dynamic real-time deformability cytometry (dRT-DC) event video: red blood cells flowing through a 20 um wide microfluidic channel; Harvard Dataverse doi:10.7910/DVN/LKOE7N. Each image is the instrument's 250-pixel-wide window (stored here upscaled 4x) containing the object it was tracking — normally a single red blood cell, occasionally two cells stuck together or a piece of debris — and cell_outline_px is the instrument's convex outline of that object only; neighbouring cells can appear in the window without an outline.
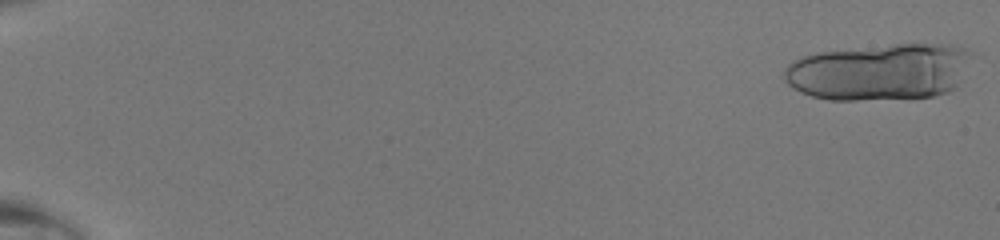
{"species": "human", "species_latin": "Homo sapiens", "temperature_condition": "room temperature", "stored_images_in_passage": 39, "camera_frame_rate_fps": 3000, "um_per_image_px": 0.085, "donor": {"sex": "male"}, "frame": {"image": 1, "passage_image": 1, "time_ms": 0.0, "image_size_px": [1000, 240], "cell_outline_px": [[972, 52], [956, 88], [948, 92], [936, 96], [856, 100], [828, 100], [812, 96], [800, 92], [792, 88], [784, 80], [784, 68], [788, 64], [800, 56], [820, 52], [892, 44], [956, 44]], "centroid_in_image_um": [74.73, 6.11], "position_along_channel_um": 10.3, "area_um2": 62.08}}
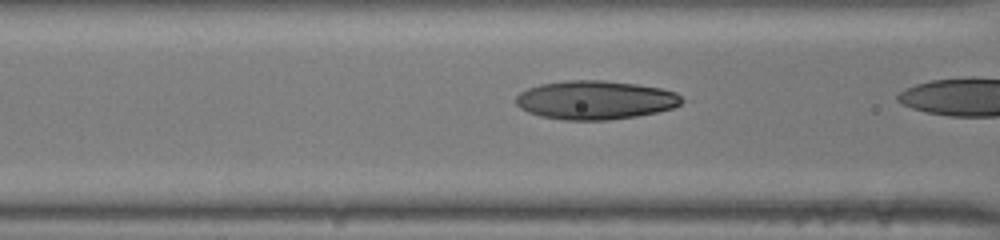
{"frame": {"image": 2, "passage_image": 21, "time_ms": 6.667, "image_size_px": [1000, 240], "cell_outline_px": [[684, 100], [680, 104], [672, 108], [656, 112], [636, 116], [608, 120], [564, 120], [540, 116], [528, 112], [520, 108], [516, 104], [516, 96], [520, 92], [528, 88], [540, 84], [564, 80], [604, 80], [636, 84], [660, 88], [676, 92]], "centroid_in_image_um": [50.58, 8.5], "position_along_channel_um": 116.0, "area_um2": 37.51}}
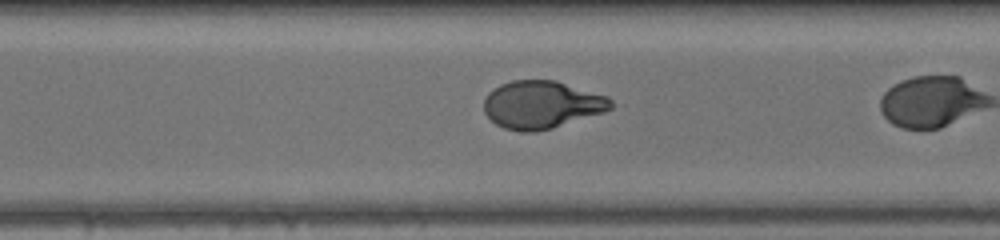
{"frame": {"image": 3, "passage_image": 35, "time_ms": 11.333, "image_size_px": [1000, 240], "cell_outline_px": [[612, 108], [604, 112], [552, 128], [536, 132], [524, 132], [504, 128], [496, 124], [484, 112], [484, 100], [488, 92], [492, 88], [500, 84], [512, 80], [556, 80], [608, 96], [612, 100]], "centroid_in_image_um": [46.03, 8.89], "position_along_channel_um": 324.6, "area_um2": 35.43}}